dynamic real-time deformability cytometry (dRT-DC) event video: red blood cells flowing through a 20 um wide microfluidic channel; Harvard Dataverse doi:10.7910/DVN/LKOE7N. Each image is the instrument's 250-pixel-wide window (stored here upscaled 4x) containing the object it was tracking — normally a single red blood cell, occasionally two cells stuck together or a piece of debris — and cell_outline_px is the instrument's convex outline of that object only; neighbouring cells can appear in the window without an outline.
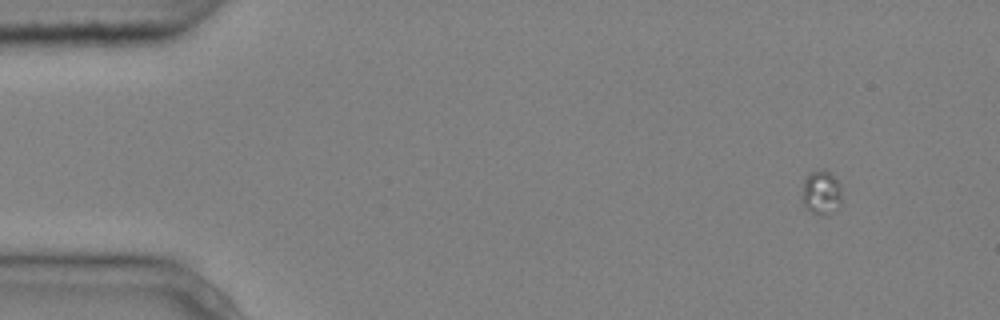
{"species": "common noctule bat (a hibernating species)", "species_latin": "Nyctalus noctula", "temperature_condition": "cold", "stored_images_in_passage": 4, "camera_frame_rate_fps": 3000, "um_per_image_px": 0.085, "animal": {"sex": "male", "body_mass_g": 20.4}, "frame": {"image": 1, "passage_image": 1, "time_ms": 0.0, "image_size_px": [1000, 320], "cell_outline_px": [[840, 208], [820, 216], [804, 208], [800, 200], [800, 196], [804, 180], [808, 172], [824, 168], [832, 172], [840, 184]], "centroid_in_image_um": [69.76, 16.34], "position_along_channel_um": 15.2, "area_um2": 10.75}}